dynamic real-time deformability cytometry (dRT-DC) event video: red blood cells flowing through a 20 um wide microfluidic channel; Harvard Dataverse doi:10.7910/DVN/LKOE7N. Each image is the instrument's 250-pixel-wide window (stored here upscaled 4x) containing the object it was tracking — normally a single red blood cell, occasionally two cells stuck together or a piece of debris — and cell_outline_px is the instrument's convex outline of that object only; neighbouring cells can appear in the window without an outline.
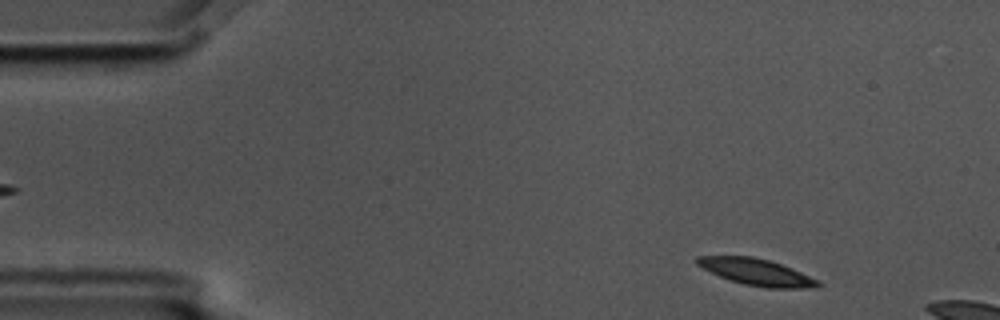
{"species": "common noctule bat (a hibernating species)", "species_latin": "Nyctalus noctula", "temperature_condition": "cold", "stored_images_in_passage": 3, "camera_frame_rate_fps": 3000, "um_per_image_px": 0.085, "animal": {"sex": "male", "body_mass_g": 17.5, "forearm_length_mm": 52.3}, "frame": {"image": 1, "passage_image": 1, "time_ms": 0.0, "image_size_px": [1000, 320], "cell_outline_px": [[820, 284], [816, 288], [768, 288], [744, 284], [720, 276], [696, 264], [696, 256], [752, 256], [768, 260], [792, 268], [820, 280]], "centroid_in_image_um": [64.35, 23.12], "position_along_channel_um": 20.6, "area_um2": 18.5}}